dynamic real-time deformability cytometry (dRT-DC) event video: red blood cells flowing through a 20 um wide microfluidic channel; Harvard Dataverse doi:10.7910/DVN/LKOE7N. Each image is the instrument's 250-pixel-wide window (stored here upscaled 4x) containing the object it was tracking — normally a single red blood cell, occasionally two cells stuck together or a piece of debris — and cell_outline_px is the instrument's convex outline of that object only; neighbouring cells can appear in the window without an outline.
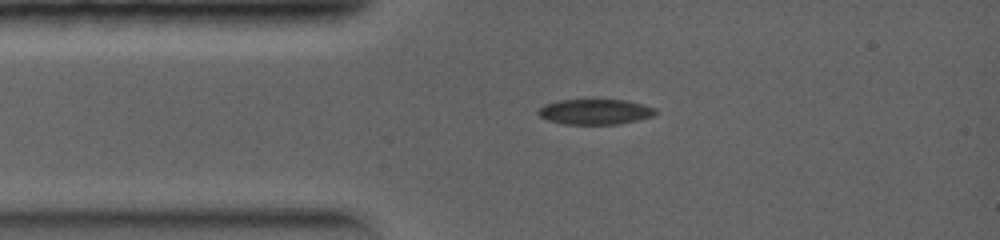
{"species": "common noctule bat (a hibernating species)", "species_latin": "Nyctalus noctula", "temperature_condition": "warm", "stored_images_in_passage": 2, "camera_frame_rate_fps": 5000, "um_per_image_px": 0.085, "animal": {"sex": "female", "body_mass_g": 19.0, "forearm_length_mm": 56.7}, "frame": {"image": 1, "passage_image": 2, "time_ms": 1.2, "image_size_px": [1000, 240], "cell_outline_px": [[660, 112], [652, 116], [620, 124], [564, 124], [548, 120], [540, 116], [536, 112], [544, 104], [560, 100], [628, 100], [644, 104], [656, 108]], "centroid_in_image_um": [50.62, 9.5], "position_along_channel_um": 34.4, "area_um2": 17.4}}